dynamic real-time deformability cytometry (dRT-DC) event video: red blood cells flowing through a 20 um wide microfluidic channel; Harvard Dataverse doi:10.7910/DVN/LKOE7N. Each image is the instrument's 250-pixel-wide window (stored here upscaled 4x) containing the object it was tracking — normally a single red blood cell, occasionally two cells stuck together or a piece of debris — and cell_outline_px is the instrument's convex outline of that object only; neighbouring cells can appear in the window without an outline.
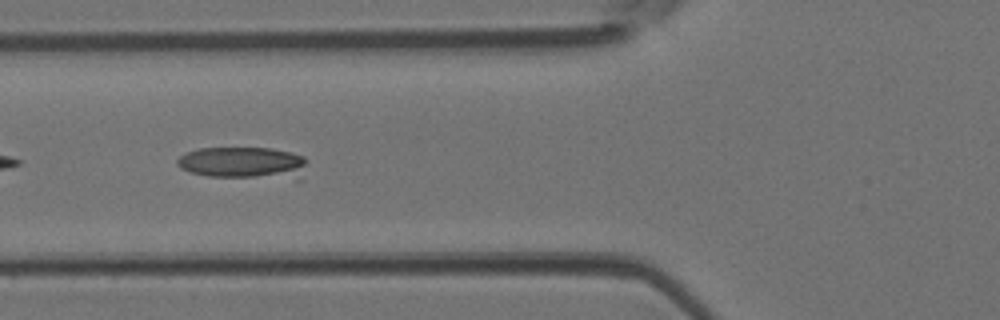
{"species": "Egyptian fruit bat (a non-hibernating species)", "species_latin": "Rousettus aegyptiacus", "temperature_condition": "room temperature", "stored_images_in_passage": 24, "camera_frame_rate_fps": 3000, "um_per_image_px": 0.085, "animal": {"sex": "female"}, "frame": {"image": 1, "passage_image": 13, "time_ms": 4.0, "image_size_px": [1000, 320], "cell_outline_px": [[308, 160], [304, 180], [296, 180], [208, 176], [192, 172], [180, 168], [176, 164], [176, 160], [180, 156], [188, 152], [200, 148], [272, 148], [292, 152], [304, 156]], "centroid_in_image_um": [20.84, 13.88], "position_along_channel_um": 105.0, "area_um2": 25.09}}
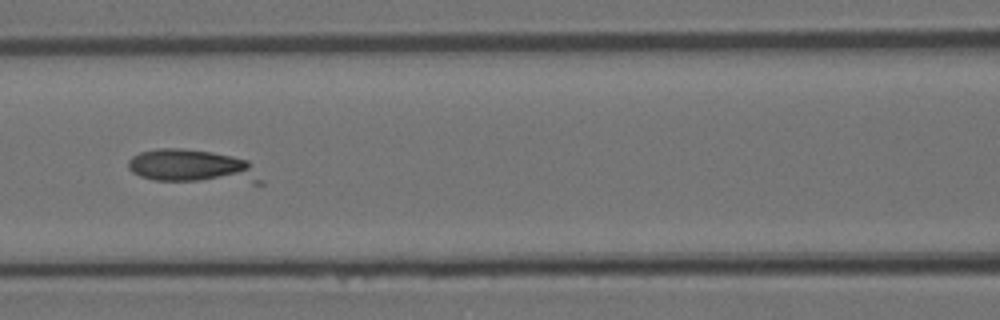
{"frame": {"image": 2, "passage_image": 16, "time_ms": 5.0, "image_size_px": [1000, 320], "cell_outline_px": [[264, 184], [252, 184], [152, 180], [140, 176], [132, 172], [128, 168], [128, 160], [132, 156], [140, 152], [156, 148], [184, 148], [212, 152], [232, 156], [248, 160], [264, 180]], "centroid_in_image_um": [16.41, 14.17], "position_along_channel_um": 150.2, "area_um2": 26.59}}
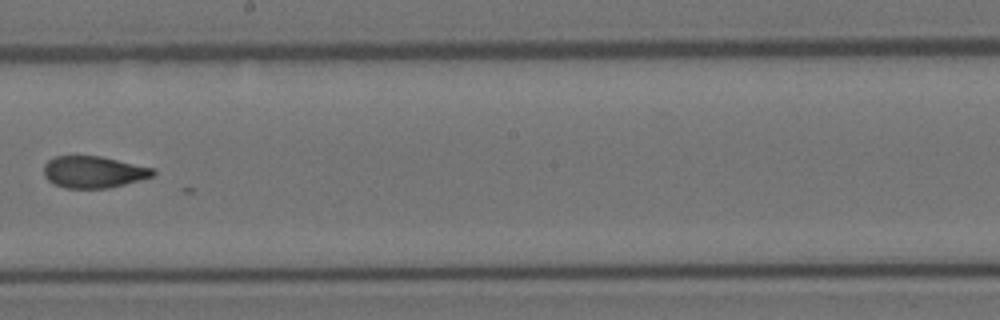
{"frame": {"image": 3, "passage_image": 22, "time_ms": 7.0, "image_size_px": [1000, 320], "cell_outline_px": [[156, 172], [152, 176], [140, 180], [108, 188], [64, 188], [52, 184], [44, 176], [44, 164], [48, 160], [56, 156], [100, 156], [156, 168]], "centroid_in_image_um": [7.95, 14.62], "position_along_channel_um": 240.3, "area_um2": 20.35}}